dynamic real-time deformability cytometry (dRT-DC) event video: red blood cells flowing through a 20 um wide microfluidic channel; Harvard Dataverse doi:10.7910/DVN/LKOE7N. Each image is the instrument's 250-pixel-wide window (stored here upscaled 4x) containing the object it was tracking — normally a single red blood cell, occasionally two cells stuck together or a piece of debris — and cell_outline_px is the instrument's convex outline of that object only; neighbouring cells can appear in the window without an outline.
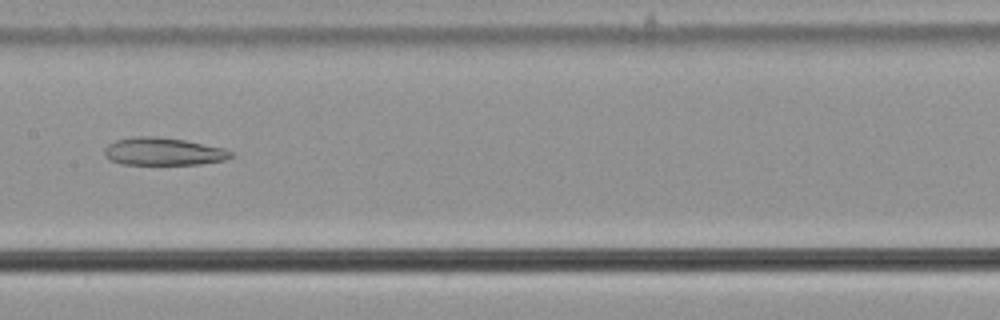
{"species": "common noctule bat (a hibernating species)", "species_latin": "Nyctalus noctula", "temperature_condition": "cold", "stored_images_in_passage": 57, "camera_frame_rate_fps": 3000, "um_per_image_px": 0.085, "animal": {"sex": "male", "body_mass_g": 21.5, "forearm_length_mm": 52.0}, "frame": {"image": 1, "passage_image": 30, "time_ms": 9.667, "image_size_px": [1000, 320], "cell_outline_px": [[236, 156], [224, 160], [200, 164], [120, 164], [104, 156], [104, 148], [108, 144], [116, 140], [132, 136], [152, 136], [184, 140], [224, 148], [232, 152]], "centroid_in_image_um": [13.88, 12.88], "position_along_channel_um": 193.5, "area_um2": 20.4}}
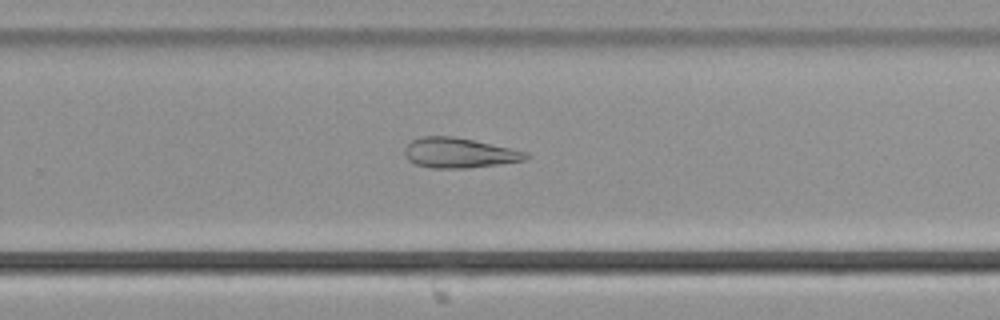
{"frame": {"image": 2, "passage_image": 38, "time_ms": 12.333, "image_size_px": [1000, 320], "cell_outline_px": [[528, 156], [524, 160], [468, 168], [432, 168], [416, 164], [408, 160], [404, 152], [408, 144], [412, 140], [420, 136], [452, 136], [472, 140], [528, 152]], "centroid_in_image_um": [38.98, 12.99], "position_along_channel_um": 290.8, "area_um2": 20.87}}
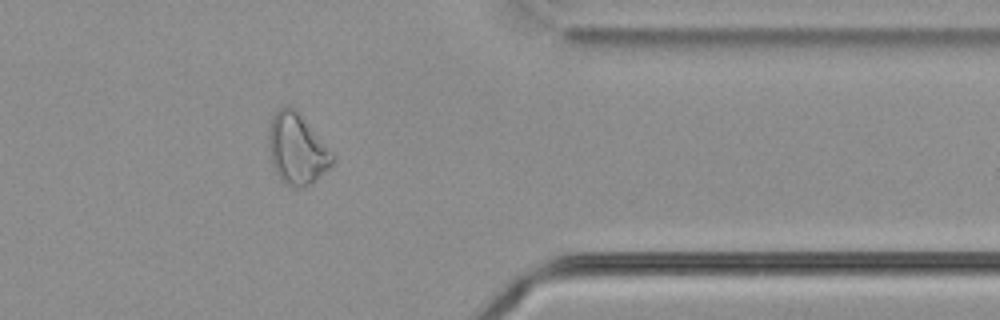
{"frame": {"image": 3, "passage_image": 47, "time_ms": 15.333, "image_size_px": [1000, 320], "cell_outline_px": [[336, 160], [312, 184], [300, 188], [292, 188], [284, 184], [280, 180], [272, 164], [268, 148], [268, 128], [272, 116], [280, 108], [292, 108], [300, 116], [332, 152]], "centroid_in_image_um": [25.21, 12.74], "position_along_channel_um": 386.2, "area_um2": 25.95}, "authors_computed_cell_mechanics": {"area_um2": 27.8596, "velocity_mm_per_s": 3.6558, "shape_relaxation_time_tau1_ms": null, "shape_relaxation_time_tau2_ms": 6.3138, "deformation_change_tau1": null, "deformation_change_tau2": 0.1691}}